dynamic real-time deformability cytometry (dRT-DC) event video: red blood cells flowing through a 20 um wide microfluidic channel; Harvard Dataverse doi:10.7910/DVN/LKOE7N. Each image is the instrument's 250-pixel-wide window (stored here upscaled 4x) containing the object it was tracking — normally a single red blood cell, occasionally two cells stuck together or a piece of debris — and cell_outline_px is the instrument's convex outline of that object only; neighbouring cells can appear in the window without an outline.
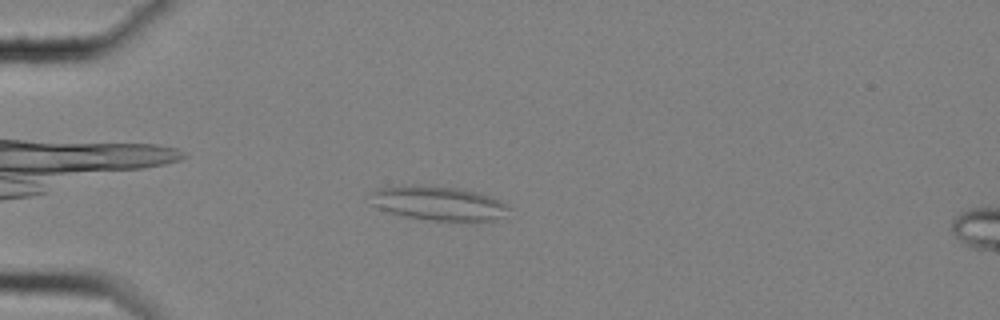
{"species": "common noctule bat (a hibernating species)", "species_latin": "Nyctalus noctula", "temperature_condition": "cold", "stored_images_in_passage": 50, "camera_frame_rate_fps": 3000, "um_per_image_px": 0.085, "animal": {"sex": "female", "body_mass_g": 25.1}, "frame": {"image": 1, "passage_image": 8, "time_ms": 2.333, "image_size_px": [1000, 320], "cell_outline_px": [[512, 208], [504, 216], [496, 220], [476, 224], [432, 220], [404, 216], [388, 212], [376, 208], [372, 204], [372, 192], [376, 188], [416, 184], [460, 188], [476, 192], [500, 200], [508, 204]], "centroid_in_image_um": [37.35, 17.31], "position_along_channel_um": 47.7, "area_um2": 28.55}}
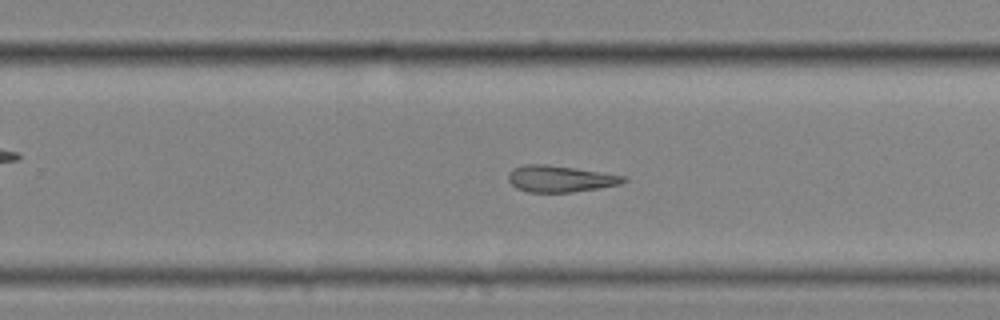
{"frame": {"image": 2, "passage_image": 30, "time_ms": 9.667, "image_size_px": [1000, 320], "cell_outline_px": [[628, 180], [620, 184], [572, 192], [528, 192], [516, 188], [508, 180], [508, 172], [512, 168], [524, 164], [548, 164], [576, 168], [628, 176]], "centroid_in_image_um": [47.6, 15.18], "position_along_channel_um": 282.2, "area_um2": 17.92}}
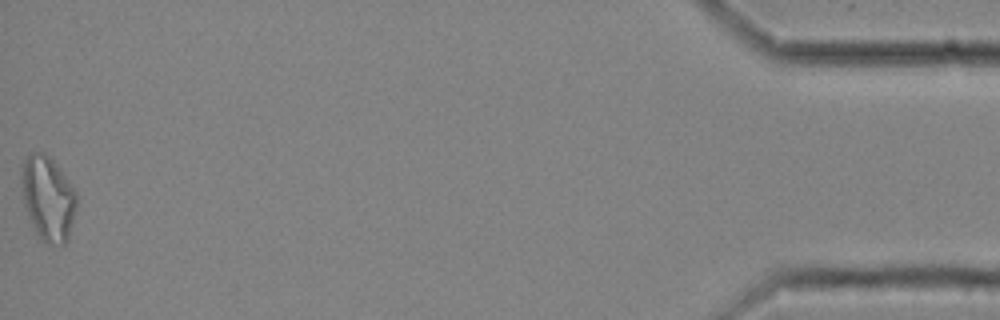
{"frame": {"image": 3, "passage_image": 50, "time_ms": 16.333, "image_size_px": [1000, 320], "cell_outline_px": [[76, 208], [68, 240], [64, 244], [44, 244], [36, 236], [24, 208], [20, 180], [20, 172], [24, 160], [32, 152], [44, 152], [52, 156], [72, 184], [76, 192]], "centroid_in_image_um": [4.06, 16.85], "position_along_channel_um": 431.1, "area_um2": 28.03}, "authors_computed_cell_mechanics": {"area_um2": 19.7387, "velocity_mm_per_s": 3.5183, "shape_relaxation_time_tau1_ms": null, "shape_relaxation_time_tau2_ms": 5.8096, "deformation_change_tau1": null, "deformation_change_tau2": 0.195}}